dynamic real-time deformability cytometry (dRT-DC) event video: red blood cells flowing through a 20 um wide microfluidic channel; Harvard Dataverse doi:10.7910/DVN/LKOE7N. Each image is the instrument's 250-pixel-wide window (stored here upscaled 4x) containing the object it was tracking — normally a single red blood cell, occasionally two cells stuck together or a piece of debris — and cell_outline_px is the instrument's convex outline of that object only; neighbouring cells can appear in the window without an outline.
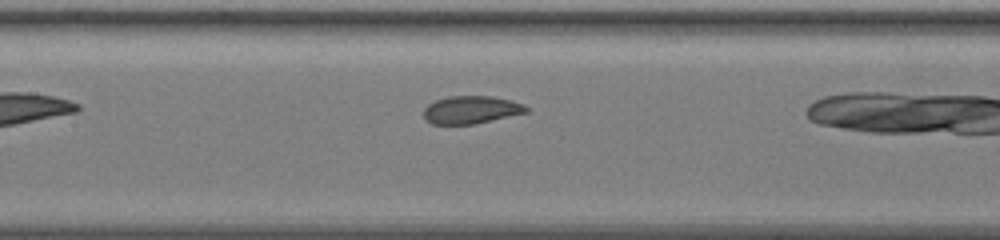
{"species": "common noctule bat (a hibernating species)", "species_latin": "Nyctalus noctula", "temperature_condition": "warm", "stored_images_in_passage": 12, "camera_frame_rate_fps": 3000, "um_per_image_px": 0.085, "animal": {"sex": "female", "body_mass_g": 19.5, "forearm_length_mm": 54.1}, "frame": {"image": 1, "passage_image": 7, "time_ms": 2.0, "image_size_px": [1000, 240], "cell_outline_px": [[528, 112], [472, 124], [432, 124], [424, 120], [424, 108], [428, 104], [436, 100], [448, 96], [492, 96], [512, 100], [524, 104], [528, 108]], "centroid_in_image_um": [40.03, 9.32], "position_along_channel_um": 167.4, "area_um2": 16.59}}